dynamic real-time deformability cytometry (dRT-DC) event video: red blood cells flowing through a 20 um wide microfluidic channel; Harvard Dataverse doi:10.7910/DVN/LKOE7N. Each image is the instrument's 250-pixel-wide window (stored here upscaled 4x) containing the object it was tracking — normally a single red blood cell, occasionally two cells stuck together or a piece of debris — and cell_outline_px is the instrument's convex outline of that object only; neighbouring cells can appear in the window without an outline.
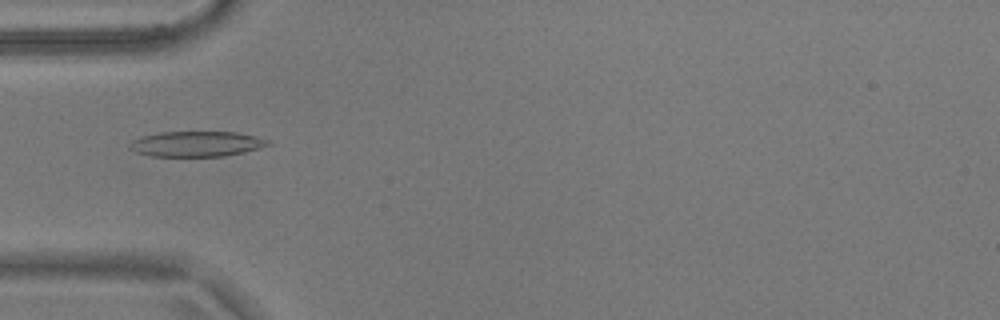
{"species": "common noctule bat (a hibernating species)", "species_latin": "Nyctalus noctula", "temperature_condition": "warm", "stored_images_in_passage": 36, "camera_frame_rate_fps": 3000, "um_per_image_px": 0.085, "animal": {"sex": "male", "body_mass_g": 17.9}, "frame": {"image": 1, "passage_image": 3, "time_ms": 0.667, "image_size_px": [1000, 320], "cell_outline_px": [[272, 144], [244, 152], [224, 156], [152, 156], [136, 152], [128, 148], [128, 144], [132, 140], [140, 136], [160, 132], [236, 132], [256, 136], [272, 140]], "centroid_in_image_um": [16.7, 12.23], "position_along_channel_um": 68.3, "area_um2": 20.58}}
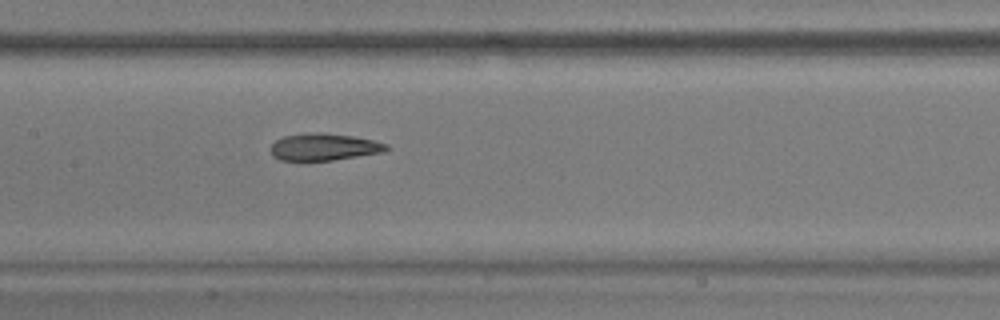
{"frame": {"image": 2, "passage_image": 12, "time_ms": 3.667, "image_size_px": [1000, 320], "cell_outline_px": [[392, 148], [380, 152], [332, 160], [280, 160], [272, 156], [268, 148], [276, 140], [284, 136], [308, 132], [324, 132], [352, 136], [372, 140], [388, 144]], "centroid_in_image_um": [27.49, 12.48], "position_along_channel_um": 179.9, "area_um2": 18.26}}
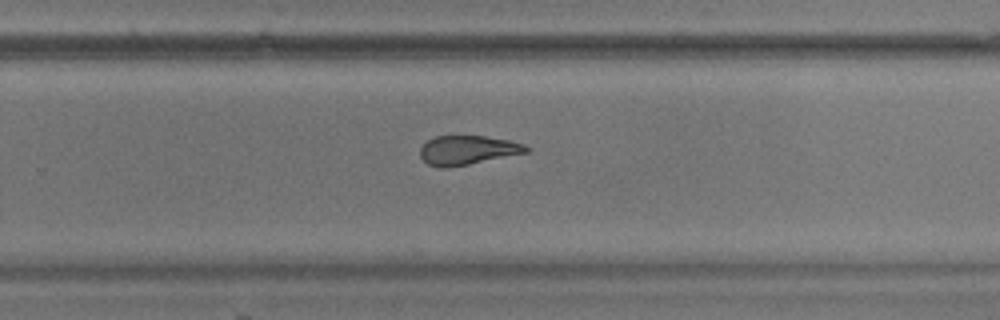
{"frame": {"image": 3, "passage_image": 21, "time_ms": 6.667, "image_size_px": [1000, 320], "cell_outline_px": [[532, 148], [528, 152], [448, 168], [440, 168], [428, 164], [420, 156], [420, 148], [428, 140], [436, 136], [484, 136], [508, 140], [524, 144]], "centroid_in_image_um": [39.75, 12.76], "position_along_channel_um": 290.1, "area_um2": 17.92}, "authors_computed_cell_mechanics": {"area_um2": 19.4497, "velocity_mm_per_s": 3.6869, "shape_relaxation_time_tau1_ms": null, "shape_relaxation_time_tau2_ms": 3.7166, "deformation_change_tau1": null, "deformation_change_tau2": 0.1194}}